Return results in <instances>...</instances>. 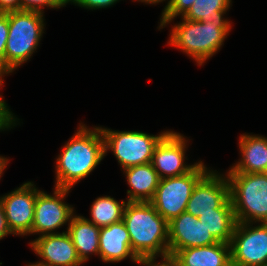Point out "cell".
<instances>
[{
	"instance_id": "31",
	"label": "cell",
	"mask_w": 267,
	"mask_h": 266,
	"mask_svg": "<svg viewBox=\"0 0 267 266\" xmlns=\"http://www.w3.org/2000/svg\"><path fill=\"white\" fill-rule=\"evenodd\" d=\"M9 160V158L0 155V179L2 178V174H4V170L8 166Z\"/></svg>"
},
{
	"instance_id": "16",
	"label": "cell",
	"mask_w": 267,
	"mask_h": 266,
	"mask_svg": "<svg viewBox=\"0 0 267 266\" xmlns=\"http://www.w3.org/2000/svg\"><path fill=\"white\" fill-rule=\"evenodd\" d=\"M238 145L241 158L226 172L267 173V137L245 132Z\"/></svg>"
},
{
	"instance_id": "4",
	"label": "cell",
	"mask_w": 267,
	"mask_h": 266,
	"mask_svg": "<svg viewBox=\"0 0 267 266\" xmlns=\"http://www.w3.org/2000/svg\"><path fill=\"white\" fill-rule=\"evenodd\" d=\"M44 13L9 11V32L5 48V75L27 62L40 46L45 30Z\"/></svg>"
},
{
	"instance_id": "19",
	"label": "cell",
	"mask_w": 267,
	"mask_h": 266,
	"mask_svg": "<svg viewBox=\"0 0 267 266\" xmlns=\"http://www.w3.org/2000/svg\"><path fill=\"white\" fill-rule=\"evenodd\" d=\"M78 257L85 264L92 255L99 256L100 228L82 215L74 214L66 228Z\"/></svg>"
},
{
	"instance_id": "7",
	"label": "cell",
	"mask_w": 267,
	"mask_h": 266,
	"mask_svg": "<svg viewBox=\"0 0 267 266\" xmlns=\"http://www.w3.org/2000/svg\"><path fill=\"white\" fill-rule=\"evenodd\" d=\"M209 170L200 160L184 175L160 179L151 204L167 222H170L185 212L194 187Z\"/></svg>"
},
{
	"instance_id": "15",
	"label": "cell",
	"mask_w": 267,
	"mask_h": 266,
	"mask_svg": "<svg viewBox=\"0 0 267 266\" xmlns=\"http://www.w3.org/2000/svg\"><path fill=\"white\" fill-rule=\"evenodd\" d=\"M99 258L104 263H119L127 258L133 264L139 263V258L131 249L130 235L123 220L100 228Z\"/></svg>"
},
{
	"instance_id": "21",
	"label": "cell",
	"mask_w": 267,
	"mask_h": 266,
	"mask_svg": "<svg viewBox=\"0 0 267 266\" xmlns=\"http://www.w3.org/2000/svg\"><path fill=\"white\" fill-rule=\"evenodd\" d=\"M127 200L120 202L109 195L96 198L90 208L91 220L88 221L102 228L123 220Z\"/></svg>"
},
{
	"instance_id": "8",
	"label": "cell",
	"mask_w": 267,
	"mask_h": 266,
	"mask_svg": "<svg viewBox=\"0 0 267 266\" xmlns=\"http://www.w3.org/2000/svg\"><path fill=\"white\" fill-rule=\"evenodd\" d=\"M229 244L231 266H267V223L237 222Z\"/></svg>"
},
{
	"instance_id": "10",
	"label": "cell",
	"mask_w": 267,
	"mask_h": 266,
	"mask_svg": "<svg viewBox=\"0 0 267 266\" xmlns=\"http://www.w3.org/2000/svg\"><path fill=\"white\" fill-rule=\"evenodd\" d=\"M40 191L34 182L27 181L13 191L0 196L8 229L12 235H31L35 201Z\"/></svg>"
},
{
	"instance_id": "35",
	"label": "cell",
	"mask_w": 267,
	"mask_h": 266,
	"mask_svg": "<svg viewBox=\"0 0 267 266\" xmlns=\"http://www.w3.org/2000/svg\"><path fill=\"white\" fill-rule=\"evenodd\" d=\"M7 131V130H11L8 126H0V132L1 131Z\"/></svg>"
},
{
	"instance_id": "5",
	"label": "cell",
	"mask_w": 267,
	"mask_h": 266,
	"mask_svg": "<svg viewBox=\"0 0 267 266\" xmlns=\"http://www.w3.org/2000/svg\"><path fill=\"white\" fill-rule=\"evenodd\" d=\"M225 174L236 222L267 223V173Z\"/></svg>"
},
{
	"instance_id": "22",
	"label": "cell",
	"mask_w": 267,
	"mask_h": 266,
	"mask_svg": "<svg viewBox=\"0 0 267 266\" xmlns=\"http://www.w3.org/2000/svg\"><path fill=\"white\" fill-rule=\"evenodd\" d=\"M231 5L232 0H195L182 18L203 22H231L224 17Z\"/></svg>"
},
{
	"instance_id": "23",
	"label": "cell",
	"mask_w": 267,
	"mask_h": 266,
	"mask_svg": "<svg viewBox=\"0 0 267 266\" xmlns=\"http://www.w3.org/2000/svg\"><path fill=\"white\" fill-rule=\"evenodd\" d=\"M195 0H171L169 4L164 7L160 17V24L158 30L165 28L168 24L174 21L177 16L182 17L189 8L194 4Z\"/></svg>"
},
{
	"instance_id": "13",
	"label": "cell",
	"mask_w": 267,
	"mask_h": 266,
	"mask_svg": "<svg viewBox=\"0 0 267 266\" xmlns=\"http://www.w3.org/2000/svg\"><path fill=\"white\" fill-rule=\"evenodd\" d=\"M168 237L169 255L186 248L218 243L198 217L186 211L168 222Z\"/></svg>"
},
{
	"instance_id": "33",
	"label": "cell",
	"mask_w": 267,
	"mask_h": 266,
	"mask_svg": "<svg viewBox=\"0 0 267 266\" xmlns=\"http://www.w3.org/2000/svg\"><path fill=\"white\" fill-rule=\"evenodd\" d=\"M61 7H64V6H66L67 4H69V3H73V5L74 4H76V2L78 1V0H55Z\"/></svg>"
},
{
	"instance_id": "14",
	"label": "cell",
	"mask_w": 267,
	"mask_h": 266,
	"mask_svg": "<svg viewBox=\"0 0 267 266\" xmlns=\"http://www.w3.org/2000/svg\"><path fill=\"white\" fill-rule=\"evenodd\" d=\"M29 245L41 258L39 262L50 266H81L84 264L78 257L67 230L57 234L42 235L29 242Z\"/></svg>"
},
{
	"instance_id": "30",
	"label": "cell",
	"mask_w": 267,
	"mask_h": 266,
	"mask_svg": "<svg viewBox=\"0 0 267 266\" xmlns=\"http://www.w3.org/2000/svg\"><path fill=\"white\" fill-rule=\"evenodd\" d=\"M10 234L11 232L8 229L4 208L0 199V240H2L4 237H7Z\"/></svg>"
},
{
	"instance_id": "20",
	"label": "cell",
	"mask_w": 267,
	"mask_h": 266,
	"mask_svg": "<svg viewBox=\"0 0 267 266\" xmlns=\"http://www.w3.org/2000/svg\"><path fill=\"white\" fill-rule=\"evenodd\" d=\"M198 219L218 242L230 243L237 223L231 198L214 212L203 213Z\"/></svg>"
},
{
	"instance_id": "6",
	"label": "cell",
	"mask_w": 267,
	"mask_h": 266,
	"mask_svg": "<svg viewBox=\"0 0 267 266\" xmlns=\"http://www.w3.org/2000/svg\"><path fill=\"white\" fill-rule=\"evenodd\" d=\"M104 139L105 156L113 152L121 169L151 163L153 151L160 140L170 131L157 135L141 131H119L100 126Z\"/></svg>"
},
{
	"instance_id": "34",
	"label": "cell",
	"mask_w": 267,
	"mask_h": 266,
	"mask_svg": "<svg viewBox=\"0 0 267 266\" xmlns=\"http://www.w3.org/2000/svg\"><path fill=\"white\" fill-rule=\"evenodd\" d=\"M26 266H50V265L37 261L35 263L26 264Z\"/></svg>"
},
{
	"instance_id": "18",
	"label": "cell",
	"mask_w": 267,
	"mask_h": 266,
	"mask_svg": "<svg viewBox=\"0 0 267 266\" xmlns=\"http://www.w3.org/2000/svg\"><path fill=\"white\" fill-rule=\"evenodd\" d=\"M180 266H231L230 244L186 248L172 255Z\"/></svg>"
},
{
	"instance_id": "28",
	"label": "cell",
	"mask_w": 267,
	"mask_h": 266,
	"mask_svg": "<svg viewBox=\"0 0 267 266\" xmlns=\"http://www.w3.org/2000/svg\"><path fill=\"white\" fill-rule=\"evenodd\" d=\"M120 0H78L75 6H79L88 10H97L102 8H109L119 2Z\"/></svg>"
},
{
	"instance_id": "9",
	"label": "cell",
	"mask_w": 267,
	"mask_h": 266,
	"mask_svg": "<svg viewBox=\"0 0 267 266\" xmlns=\"http://www.w3.org/2000/svg\"><path fill=\"white\" fill-rule=\"evenodd\" d=\"M53 190L52 195L42 190L37 194L31 235L60 233L57 229L69 225L76 213L73 205L64 201L71 189L54 187Z\"/></svg>"
},
{
	"instance_id": "1",
	"label": "cell",
	"mask_w": 267,
	"mask_h": 266,
	"mask_svg": "<svg viewBox=\"0 0 267 266\" xmlns=\"http://www.w3.org/2000/svg\"><path fill=\"white\" fill-rule=\"evenodd\" d=\"M77 131L62 147L56 158L54 187L71 189L88 177L105 157L100 126L78 124Z\"/></svg>"
},
{
	"instance_id": "27",
	"label": "cell",
	"mask_w": 267,
	"mask_h": 266,
	"mask_svg": "<svg viewBox=\"0 0 267 266\" xmlns=\"http://www.w3.org/2000/svg\"><path fill=\"white\" fill-rule=\"evenodd\" d=\"M161 261H157V257H145L139 260L138 265L142 266H180L172 255L161 256ZM161 262V263H160Z\"/></svg>"
},
{
	"instance_id": "25",
	"label": "cell",
	"mask_w": 267,
	"mask_h": 266,
	"mask_svg": "<svg viewBox=\"0 0 267 266\" xmlns=\"http://www.w3.org/2000/svg\"><path fill=\"white\" fill-rule=\"evenodd\" d=\"M6 75L0 74V88L4 85V78ZM16 115L11 111L3 96L0 94V126H8L10 129L16 127L20 122ZM18 123V124H17Z\"/></svg>"
},
{
	"instance_id": "32",
	"label": "cell",
	"mask_w": 267,
	"mask_h": 266,
	"mask_svg": "<svg viewBox=\"0 0 267 266\" xmlns=\"http://www.w3.org/2000/svg\"><path fill=\"white\" fill-rule=\"evenodd\" d=\"M134 2L139 1L141 3H145V4H150V5H154V4H158V3H163L166 0H133ZM171 0H167V3L165 5V7L169 4Z\"/></svg>"
},
{
	"instance_id": "2",
	"label": "cell",
	"mask_w": 267,
	"mask_h": 266,
	"mask_svg": "<svg viewBox=\"0 0 267 266\" xmlns=\"http://www.w3.org/2000/svg\"><path fill=\"white\" fill-rule=\"evenodd\" d=\"M123 222L139 259L169 255L168 222L151 202H127Z\"/></svg>"
},
{
	"instance_id": "24",
	"label": "cell",
	"mask_w": 267,
	"mask_h": 266,
	"mask_svg": "<svg viewBox=\"0 0 267 266\" xmlns=\"http://www.w3.org/2000/svg\"><path fill=\"white\" fill-rule=\"evenodd\" d=\"M9 32V12H0V74L5 75V48Z\"/></svg>"
},
{
	"instance_id": "3",
	"label": "cell",
	"mask_w": 267,
	"mask_h": 266,
	"mask_svg": "<svg viewBox=\"0 0 267 266\" xmlns=\"http://www.w3.org/2000/svg\"><path fill=\"white\" fill-rule=\"evenodd\" d=\"M180 20L171 28L167 44L194 59L198 66L222 48L232 29L231 22Z\"/></svg>"
},
{
	"instance_id": "29",
	"label": "cell",
	"mask_w": 267,
	"mask_h": 266,
	"mask_svg": "<svg viewBox=\"0 0 267 266\" xmlns=\"http://www.w3.org/2000/svg\"><path fill=\"white\" fill-rule=\"evenodd\" d=\"M21 10V0H0V12Z\"/></svg>"
},
{
	"instance_id": "26",
	"label": "cell",
	"mask_w": 267,
	"mask_h": 266,
	"mask_svg": "<svg viewBox=\"0 0 267 266\" xmlns=\"http://www.w3.org/2000/svg\"><path fill=\"white\" fill-rule=\"evenodd\" d=\"M45 7L62 8L55 0H21V10L38 11L44 13Z\"/></svg>"
},
{
	"instance_id": "12",
	"label": "cell",
	"mask_w": 267,
	"mask_h": 266,
	"mask_svg": "<svg viewBox=\"0 0 267 266\" xmlns=\"http://www.w3.org/2000/svg\"><path fill=\"white\" fill-rule=\"evenodd\" d=\"M230 198V184L226 174L209 170L196 184L186 206L193 216L214 212Z\"/></svg>"
},
{
	"instance_id": "17",
	"label": "cell",
	"mask_w": 267,
	"mask_h": 266,
	"mask_svg": "<svg viewBox=\"0 0 267 266\" xmlns=\"http://www.w3.org/2000/svg\"><path fill=\"white\" fill-rule=\"evenodd\" d=\"M127 184L128 202H150L159 185L160 177L151 163L131 166L123 169Z\"/></svg>"
},
{
	"instance_id": "11",
	"label": "cell",
	"mask_w": 267,
	"mask_h": 266,
	"mask_svg": "<svg viewBox=\"0 0 267 266\" xmlns=\"http://www.w3.org/2000/svg\"><path fill=\"white\" fill-rule=\"evenodd\" d=\"M186 136L170 130L155 146L151 164L160 179L176 177L190 172L198 162L187 164L186 150L188 148Z\"/></svg>"
}]
</instances>
